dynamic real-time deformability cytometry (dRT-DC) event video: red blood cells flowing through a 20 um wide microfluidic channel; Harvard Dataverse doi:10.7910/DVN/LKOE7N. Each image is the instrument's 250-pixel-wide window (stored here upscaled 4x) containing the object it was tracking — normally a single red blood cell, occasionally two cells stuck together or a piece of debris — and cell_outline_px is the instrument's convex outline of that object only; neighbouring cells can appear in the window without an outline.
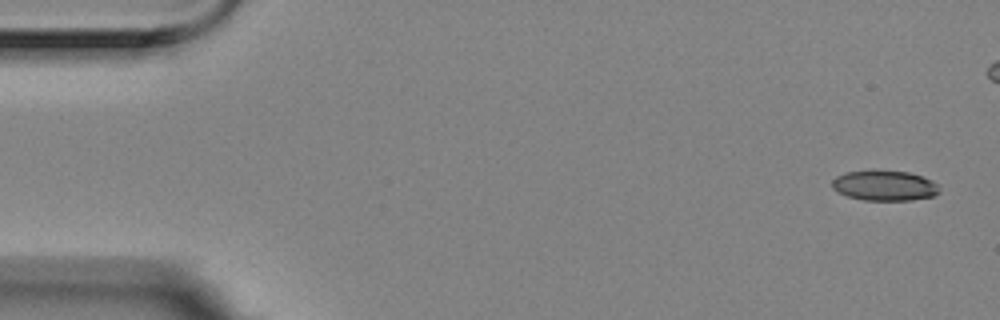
{"species": "Egyptian fruit bat (a non-hibernating species)", "species_latin": "Rousettus aegyptiacus", "temperature_condition": "room temperature", "stored_images_in_passage": 4, "camera_frame_rate_fps": 3000, "um_per_image_px": 0.085, "animal": {"sex": "female"}, "frame": {"image": 1, "passage_image": 1, "time_ms": 0.0, "image_size_px": [1000, 320], "cell_outline_px": [[940, 192], [932, 196], [912, 200], [864, 200], [848, 196], [836, 192], [832, 188], [832, 180], [836, 176], [844, 172], [908, 172], [924, 176], [932, 180], [940, 188]], "centroid_in_image_um": [75.19, 15.8], "position_along_channel_um": 9.8, "area_um2": 18.61}}